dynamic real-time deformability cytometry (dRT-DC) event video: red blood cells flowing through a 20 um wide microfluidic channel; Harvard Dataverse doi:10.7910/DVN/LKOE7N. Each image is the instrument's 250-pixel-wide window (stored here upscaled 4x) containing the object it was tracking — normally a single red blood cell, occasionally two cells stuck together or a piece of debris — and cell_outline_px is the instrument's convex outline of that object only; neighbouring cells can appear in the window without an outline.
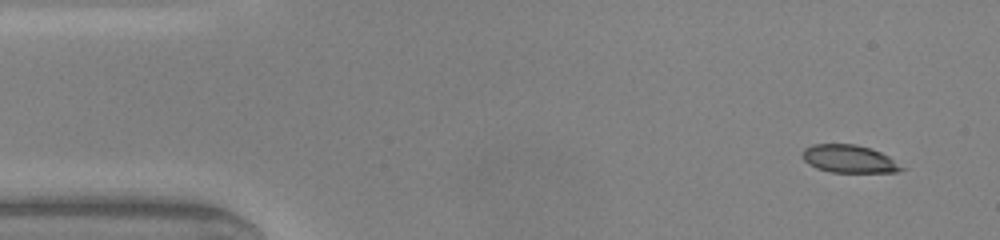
{"species": "common noctule bat (a hibernating species)", "species_latin": "Nyctalus noctula", "temperature_condition": "warm", "stored_images_in_passage": 46, "camera_frame_rate_fps": 3000, "um_per_image_px": 0.085, "animal": {"sex": "male", "body_mass_g": 20.0, "forearm_length_mm": 53.3}, "frame": {"image": 1, "passage_image": 1, "time_ms": 0.0, "image_size_px": [1000, 240], "cell_outline_px": [[908, 168], [896, 172], [832, 172], [816, 168], [808, 164], [804, 160], [804, 148], [812, 144], [856, 144], [880, 152], [888, 156]], "centroid_in_image_um": [72.21, 13.51], "position_along_channel_um": 12.8, "area_um2": 16.01}}
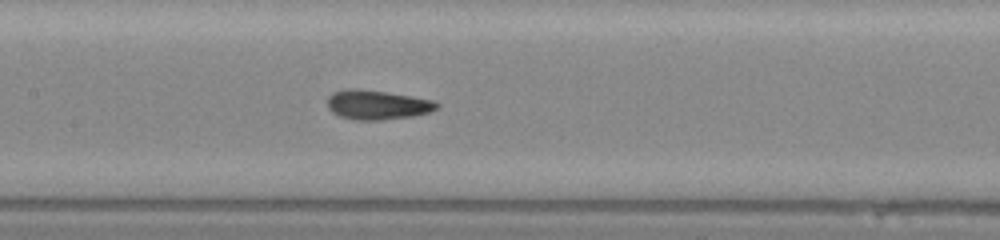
{"frame": {"image": 2, "passage_image": 20, "time_ms": 6.333, "image_size_px": [1000, 240], "cell_outline_px": [[440, 108], [428, 112], [412, 116], [380, 120], [356, 120], [340, 116], [332, 112], [328, 108], [328, 96], [332, 92], [348, 88], [356, 88], [412, 96], [432, 100], [440, 104]], "centroid_in_image_um": [32.05, 8.9], "position_along_channel_um": 175.3, "area_um2": 18.73}}
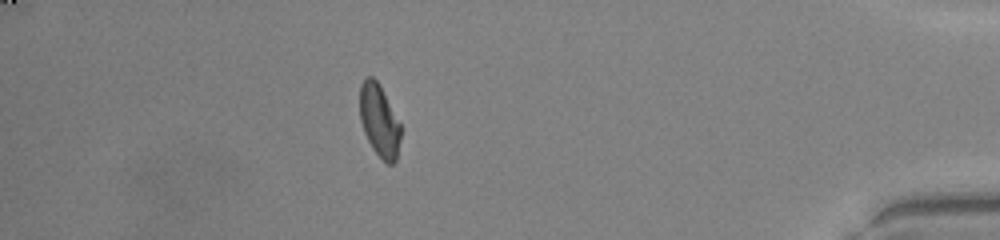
{"frame": {"image": 3, "passage_image": 40, "time_ms": 13.0, "image_size_px": [1000, 240], "cell_outline_px": [[400, 140], [396, 160], [392, 164], [388, 164], [372, 148], [364, 132], [360, 120], [360, 84], [364, 76], [372, 76], [380, 84], [400, 124]], "centroid_in_image_um": [32.22, 10.21], "position_along_channel_um": 403.0, "area_um2": 17.17}, "authors_computed_cell_mechanics": {"area_um2": 17.9758, "velocity_mm_per_s": 4.195, "shape_relaxation_time_tau1_ms": 9.875, "shape_relaxation_time_tau2_ms": 1.2672, "deformation_change_tau1": 0.2543, "deformation_change_tau2": 0.062}}